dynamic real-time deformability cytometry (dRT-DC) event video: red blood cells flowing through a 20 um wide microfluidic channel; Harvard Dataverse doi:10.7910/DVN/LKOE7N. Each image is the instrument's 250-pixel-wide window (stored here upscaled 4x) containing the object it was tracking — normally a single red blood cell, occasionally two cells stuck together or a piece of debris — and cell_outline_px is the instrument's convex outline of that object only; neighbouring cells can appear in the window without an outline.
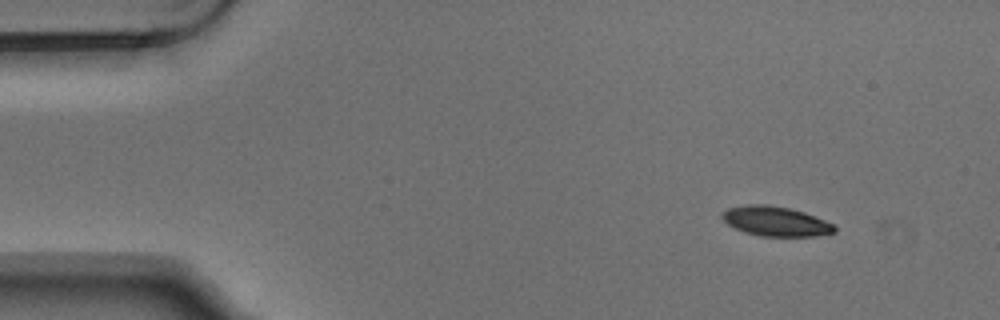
{"species": "Egyptian fruit bat (a non-hibernating species)", "species_latin": "Rousettus aegyptiacus", "temperature_condition": "warm", "stored_images_in_passage": 9, "camera_frame_rate_fps": 3000, "um_per_image_px": 0.085, "animal": {"sex": "male"}, "frame": {"image": 1, "passage_image": 1, "time_ms": 0.0, "image_size_px": [1000, 320], "cell_outline_px": [[836, 232], [816, 236], [760, 236], [744, 232], [728, 224], [720, 216], [728, 208], [744, 204], [764, 204], [788, 208], [804, 212], [836, 224]], "centroid_in_image_um": [65.96, 18.81], "position_along_channel_um": 19.0, "area_um2": 19.48}}
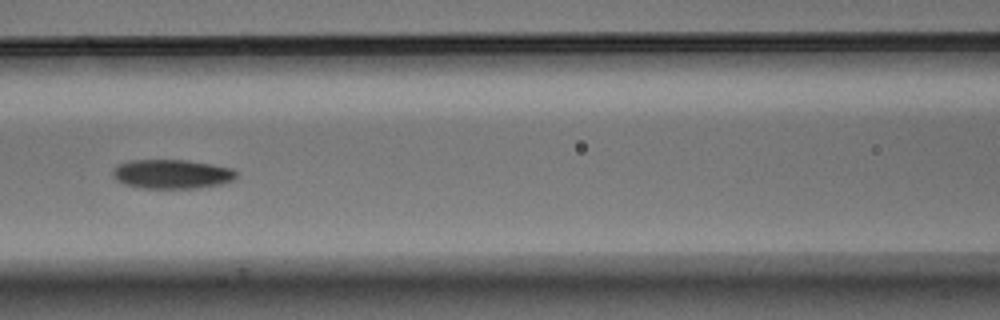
{"frame": {"image": 2, "passage_image": 6, "time_ms": 1.667, "image_size_px": [1000, 320], "cell_outline_px": [[236, 180], [224, 184], [196, 188], [140, 188], [124, 184], [116, 180], [112, 176], [112, 172], [116, 164], [128, 160], [188, 160], [212, 164], [232, 168], [236, 172]], "centroid_in_image_um": [14.61, 14.79], "position_along_channel_um": 152.0, "area_um2": 21.39}}
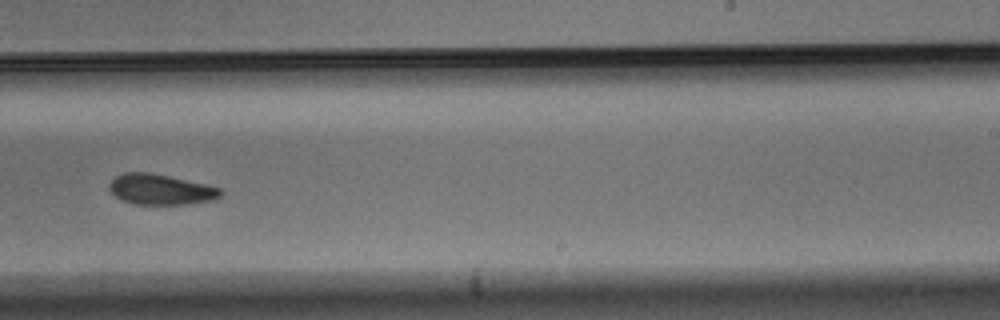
{"frame": {"image": 3, "passage_image": 9, "time_ms": 2.667, "image_size_px": [1000, 320], "cell_outline_px": [[224, 192], [220, 196], [212, 200], [184, 204], [136, 204], [120, 200], [108, 188], [108, 184], [116, 176], [124, 172], [152, 172], [204, 184], [220, 188]], "centroid_in_image_um": [13.62, 16.09], "position_along_channel_um": 275.4, "area_um2": 19.71}}